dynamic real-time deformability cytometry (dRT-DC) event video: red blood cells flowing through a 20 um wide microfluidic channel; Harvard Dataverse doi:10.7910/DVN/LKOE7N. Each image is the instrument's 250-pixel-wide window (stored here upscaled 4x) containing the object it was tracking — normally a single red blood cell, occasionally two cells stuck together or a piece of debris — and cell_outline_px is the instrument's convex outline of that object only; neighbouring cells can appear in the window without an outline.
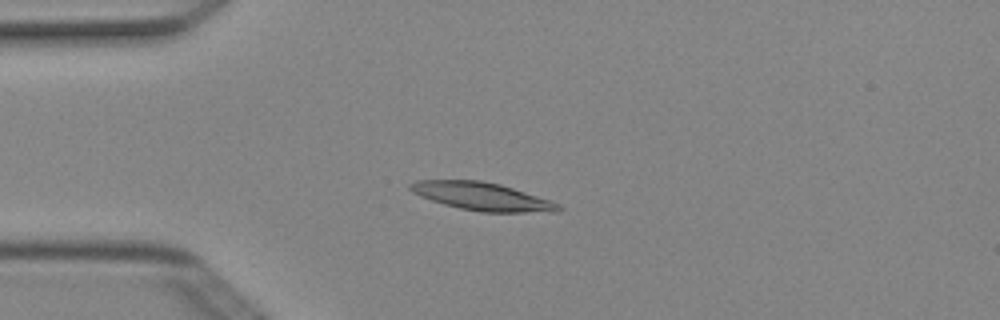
{"species": "Egyptian fruit bat (a non-hibernating species)", "species_latin": "Rousettus aegyptiacus", "temperature_condition": "cold", "stored_images_in_passage": 2, "camera_frame_rate_fps": 3000, "um_per_image_px": 0.085, "animal": {"sex": "female"}, "frame": {"image": 1, "passage_image": 2, "time_ms": 0.333, "image_size_px": [1000, 320], "cell_outline_px": [[564, 208], [560, 212], [480, 212], [460, 208], [444, 204], [420, 196], [412, 192], [408, 188], [408, 184], [416, 180], [480, 180], [500, 184], [552, 200], [560, 204]], "centroid_in_image_um": [41.02, 16.7], "position_along_channel_um": 44.0, "area_um2": 24.33}}